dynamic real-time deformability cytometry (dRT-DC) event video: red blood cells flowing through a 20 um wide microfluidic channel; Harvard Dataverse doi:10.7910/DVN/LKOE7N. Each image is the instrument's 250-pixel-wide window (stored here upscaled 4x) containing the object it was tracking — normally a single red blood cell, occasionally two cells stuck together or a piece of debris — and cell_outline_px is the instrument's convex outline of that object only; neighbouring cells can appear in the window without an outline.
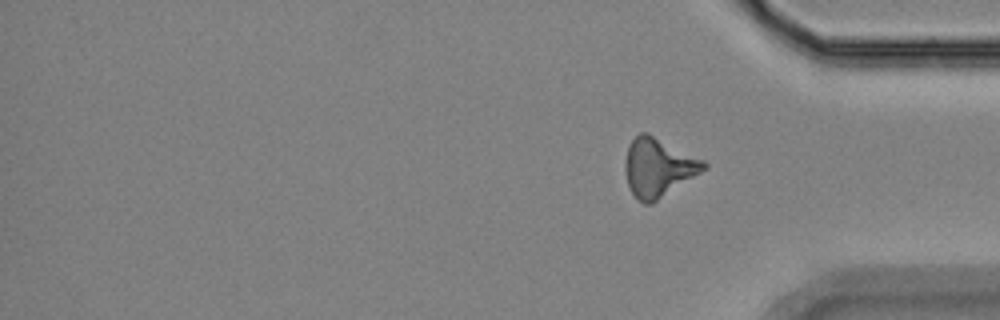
{"species": "Egyptian fruit bat (a non-hibernating species)", "species_latin": "Rousettus aegyptiacus", "temperature_condition": "room temperature", "stored_images_in_passage": 18, "segment_of_instrument_passage": [2, 2], "camera_frame_rate_fps": 3000, "um_per_image_px": 0.085, "animal": {"sex": "female"}, "frame": {"image": 1, "passage_image": 18, "time_ms": 19.667, "image_size_px": [1000, 320], "cell_outline_px": [[708, 168], [652, 204], [644, 204], [636, 200], [628, 184], [624, 172], [624, 164], [628, 148], [632, 140], [640, 132], [648, 132], [704, 160], [708, 164]], "centroid_in_image_um": [55.95, 14.24], "position_along_channel_um": 379.2, "area_um2": 27.05}}